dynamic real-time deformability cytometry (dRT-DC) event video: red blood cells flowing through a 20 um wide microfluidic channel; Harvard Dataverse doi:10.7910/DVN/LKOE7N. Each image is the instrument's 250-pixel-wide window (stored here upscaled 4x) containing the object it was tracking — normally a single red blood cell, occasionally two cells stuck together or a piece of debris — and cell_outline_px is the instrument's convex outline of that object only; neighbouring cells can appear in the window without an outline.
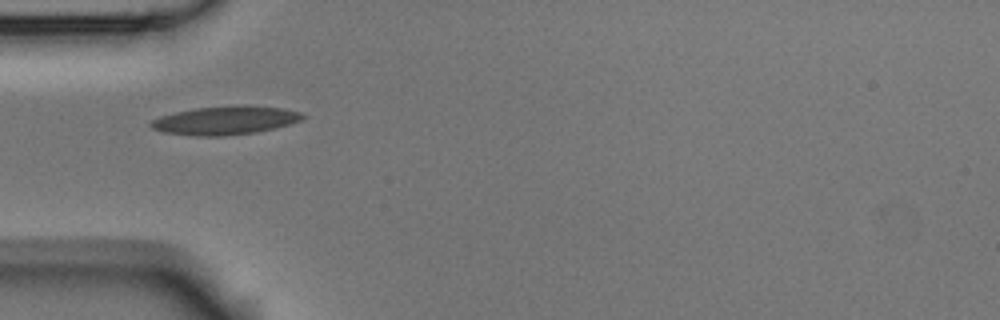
{"species": "Egyptian fruit bat (a non-hibernating species)", "species_latin": "Rousettus aegyptiacus", "temperature_condition": "room temperature", "stored_images_in_passage": 8, "camera_frame_rate_fps": 3000, "um_per_image_px": 0.085, "animal": {"sex": "male"}, "frame": {"image": 1, "passage_image": 5, "time_ms": 1.333, "image_size_px": [1000, 320], "cell_outline_px": [[308, 116], [300, 120], [276, 128], [256, 132], [224, 136], [192, 136], [164, 132], [152, 128], [148, 124], [152, 120], [160, 116], [176, 112], [196, 108], [280, 108], [300, 112]], "centroid_in_image_um": [19.08, 10.29], "position_along_channel_um": 65.9, "area_um2": 24.1}}
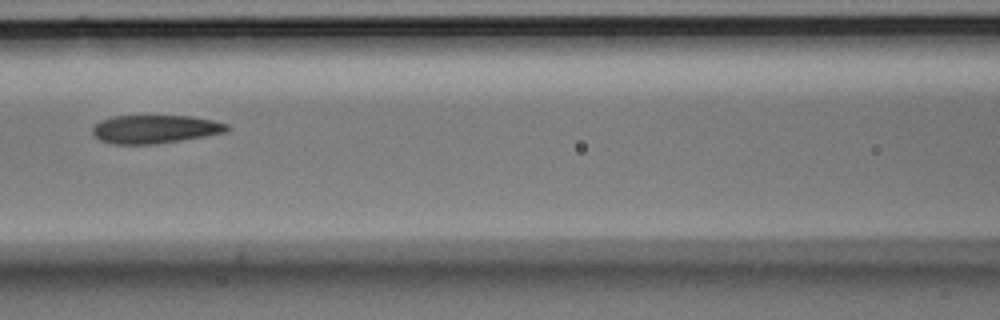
{"frame": {"image": 2, "passage_image": 7, "time_ms": 2.0, "image_size_px": [1000, 320], "cell_outline_px": [[232, 128], [228, 132], [156, 144], [108, 144], [100, 140], [92, 132], [92, 128], [100, 120], [112, 116], [188, 116], [212, 120], [228, 124]], "centroid_in_image_um": [13.18, 10.98], "position_along_channel_um": 153.4, "area_um2": 22.25}}
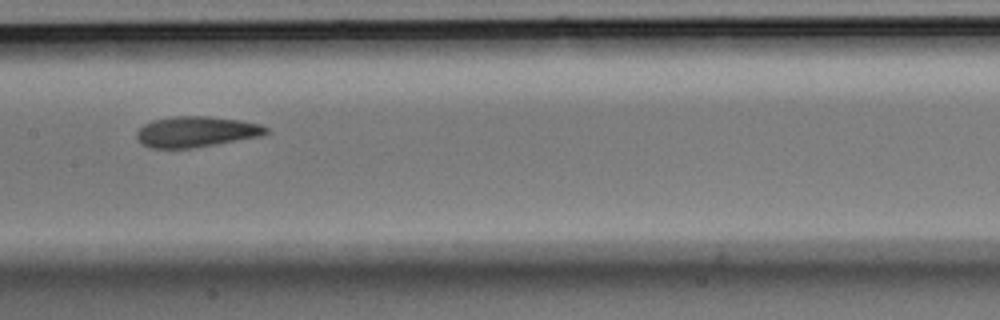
{"frame": {"image": 3, "passage_image": 8, "time_ms": 2.333, "image_size_px": [1000, 320], "cell_outline_px": [[268, 132], [264, 136], [192, 148], [148, 148], [140, 144], [136, 136], [136, 132], [144, 124], [152, 120], [172, 116], [208, 116], [240, 120], [260, 124], [268, 128]], "centroid_in_image_um": [16.66, 11.2], "position_along_channel_um": 190.7, "area_um2": 23.41}}